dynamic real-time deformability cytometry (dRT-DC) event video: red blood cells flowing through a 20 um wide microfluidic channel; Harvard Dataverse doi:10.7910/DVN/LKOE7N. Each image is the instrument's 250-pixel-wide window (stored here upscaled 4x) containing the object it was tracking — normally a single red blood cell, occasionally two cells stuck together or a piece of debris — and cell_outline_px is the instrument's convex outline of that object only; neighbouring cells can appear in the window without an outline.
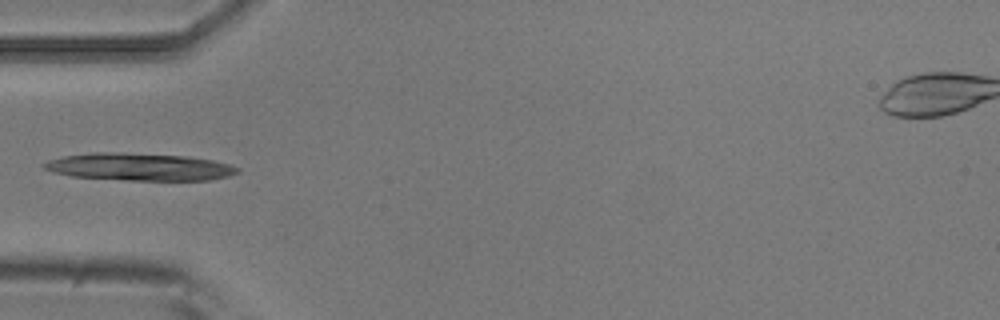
{"species": "common noctule bat (a hibernating species)", "species_latin": "Nyctalus noctula", "temperature_condition": "room temperature", "stored_images_in_passage": 4, "camera_frame_rate_fps": 3000, "um_per_image_px": 0.085, "animal": {"sex": "male", "body_mass_g": 20.5, "forearm_length_mm": 52.5}, "frame": {"image": 1, "passage_image": 4, "time_ms": 1.0, "image_size_px": [1000, 320], "cell_outline_px": [[240, 172], [228, 176], [208, 180], [128, 180], [72, 176], [56, 172], [44, 168], [40, 164], [48, 160], [64, 156], [92, 152], [116, 152], [188, 156], [212, 160], [228, 164], [240, 168]], "centroid_in_image_um": [11.86, 14.17], "position_along_channel_um": 73.1, "area_um2": 30.75}}